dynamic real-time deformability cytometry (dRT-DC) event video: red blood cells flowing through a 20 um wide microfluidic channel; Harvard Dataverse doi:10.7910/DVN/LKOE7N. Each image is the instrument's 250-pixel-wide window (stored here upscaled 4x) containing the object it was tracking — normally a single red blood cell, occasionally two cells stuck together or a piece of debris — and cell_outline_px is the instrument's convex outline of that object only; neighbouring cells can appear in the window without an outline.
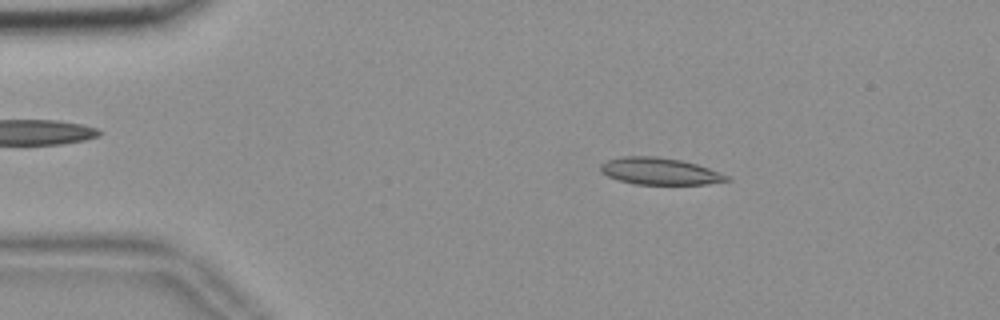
{"species": "common noctule bat (a hibernating species)", "species_latin": "Nyctalus noctula", "temperature_condition": "room temperature", "stored_images_in_passage": 55, "camera_frame_rate_fps": 3000, "um_per_image_px": 0.085, "animal": {"sex": "female", "body_mass_g": 18.4}, "frame": {"image": 1, "passage_image": 9, "time_ms": 2.667, "image_size_px": [1000, 320], "cell_outline_px": [[732, 180], [708, 184], [636, 184], [620, 180], [608, 176], [600, 172], [600, 164], [608, 160], [620, 156], [656, 156], [680, 160], [696, 164], [720, 172], [728, 176]], "centroid_in_image_um": [56.07, 14.55], "position_along_channel_um": 28.9, "area_um2": 19.71}}
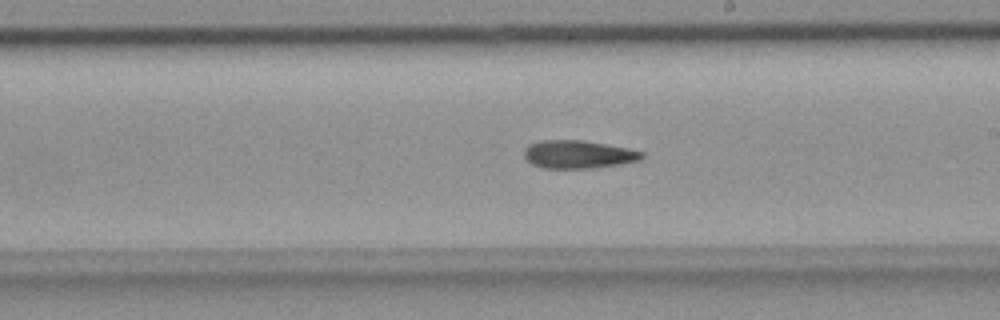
{"frame": {"image": 2, "passage_image": 31, "time_ms": 10.0, "image_size_px": [1000, 320], "cell_outline_px": [[644, 156], [640, 160], [592, 168], [544, 168], [532, 164], [524, 156], [524, 148], [528, 144], [540, 140], [580, 140], [628, 148], [644, 152]], "centroid_in_image_um": [49.11, 13.11], "position_along_channel_um": 239.9, "area_um2": 19.07}}
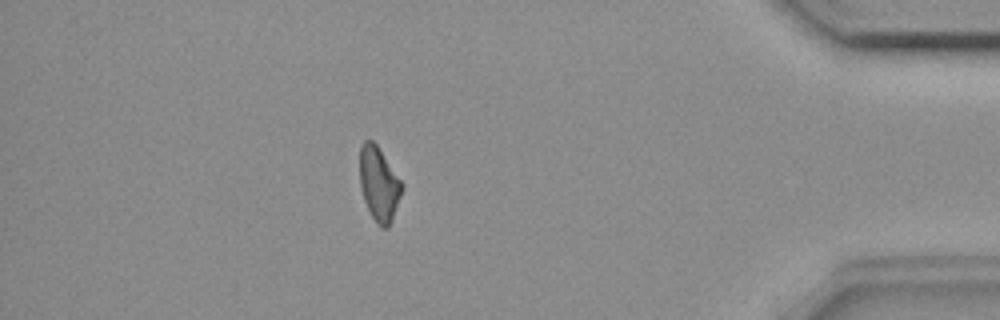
{"frame": {"image": 3, "passage_image": 48, "time_ms": 15.667, "image_size_px": [1000, 320], "cell_outline_px": [[404, 188], [392, 220], [388, 228], [380, 228], [376, 224], [364, 200], [360, 188], [360, 144], [364, 140], [372, 140], [376, 144], [404, 184]], "centroid_in_image_um": [32.22, 15.65], "position_along_channel_um": 403.0, "area_um2": 18.38}, "authors_computed_cell_mechanics": {"area_um2": 19.4208, "velocity_mm_per_s": 3.6492, "shape_relaxation_time_tau1_ms": 11.1866, "shape_relaxation_time_tau2_ms": null, "deformation_change_tau1": 0.1984, "deformation_change_tau2": null}}